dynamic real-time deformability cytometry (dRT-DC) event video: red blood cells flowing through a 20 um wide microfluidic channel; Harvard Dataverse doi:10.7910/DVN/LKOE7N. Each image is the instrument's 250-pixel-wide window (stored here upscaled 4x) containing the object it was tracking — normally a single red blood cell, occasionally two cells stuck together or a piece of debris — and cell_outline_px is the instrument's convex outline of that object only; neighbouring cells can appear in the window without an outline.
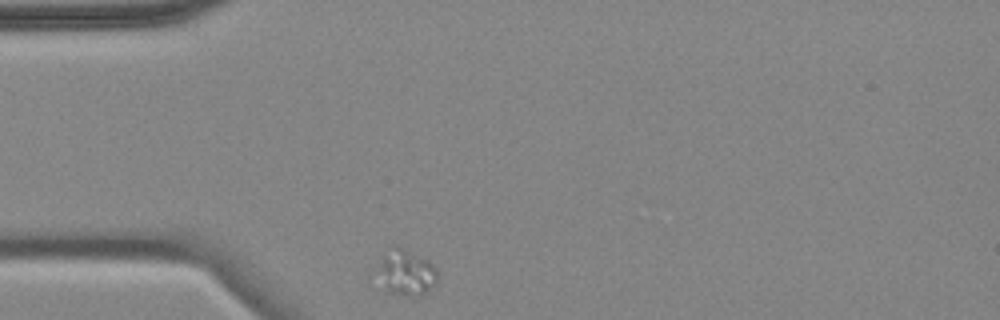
{"species": "common noctule bat (a hibernating species)", "species_latin": "Nyctalus noctula", "temperature_condition": "cold", "stored_images_in_passage": 4, "camera_frame_rate_fps": 3000, "um_per_image_px": 0.085, "animal": {"sex": "female", "body_mass_g": 18.4}, "frame": {"image": 1, "passage_image": 1, "time_ms": 0.0, "image_size_px": [1000, 320], "cell_outline_px": [[436, 284], [428, 292], [420, 296], [384, 292], [380, 284], [380, 264], [388, 244], [392, 244], [428, 260], [436, 268]], "centroid_in_image_um": [34.51, 23.17], "position_along_channel_um": 50.5, "area_um2": 15.9}}